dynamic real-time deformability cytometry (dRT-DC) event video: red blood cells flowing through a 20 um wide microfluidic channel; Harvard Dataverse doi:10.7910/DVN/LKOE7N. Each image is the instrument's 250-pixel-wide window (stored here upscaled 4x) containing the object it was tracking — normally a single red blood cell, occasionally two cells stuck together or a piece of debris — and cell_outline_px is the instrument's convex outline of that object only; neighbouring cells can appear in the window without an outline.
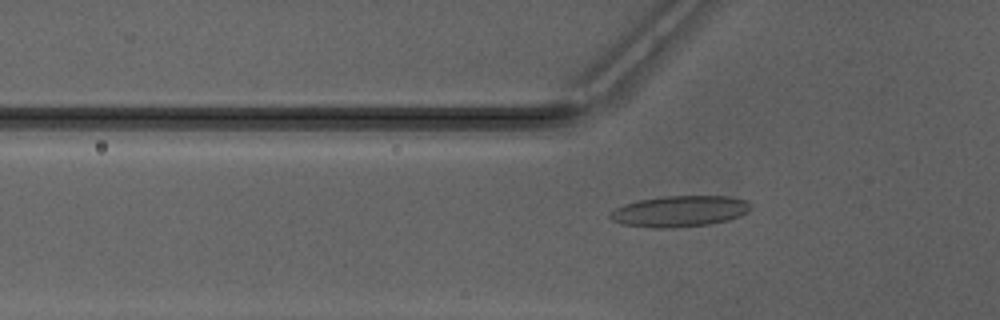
{"species": "Egyptian fruit bat (a non-hibernating species)", "species_latin": "Rousettus aegyptiacus", "temperature_condition": "warm", "stored_images_in_passage": 34, "camera_frame_rate_fps": 3000, "um_per_image_px": 0.085, "animal": {"sex": "male"}, "frame": {"image": 1, "passage_image": 2, "time_ms": 0.333, "image_size_px": [1000, 320], "cell_outline_px": [[752, 208], [748, 212], [728, 220], [708, 224], [668, 228], [652, 228], [624, 224], [612, 220], [608, 216], [616, 208], [624, 204], [640, 200], [660, 196], [732, 196], [744, 200], [752, 204]], "centroid_in_image_um": [57.79, 17.95], "position_along_channel_um": 68.0, "area_um2": 25.37}}
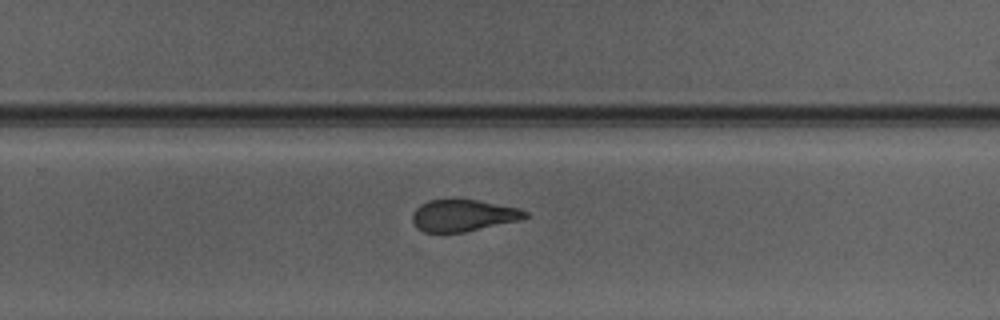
{"frame": {"image": 2, "passage_image": 18, "time_ms": 5.667, "image_size_px": [1000, 320], "cell_outline_px": [[528, 216], [520, 220], [464, 232], [424, 232], [416, 228], [412, 220], [412, 216], [416, 208], [420, 204], [428, 200], [476, 200], [520, 208], [528, 212]], "centroid_in_image_um": [39.36, 18.32], "position_along_channel_um": 290.4, "area_um2": 20.75}}
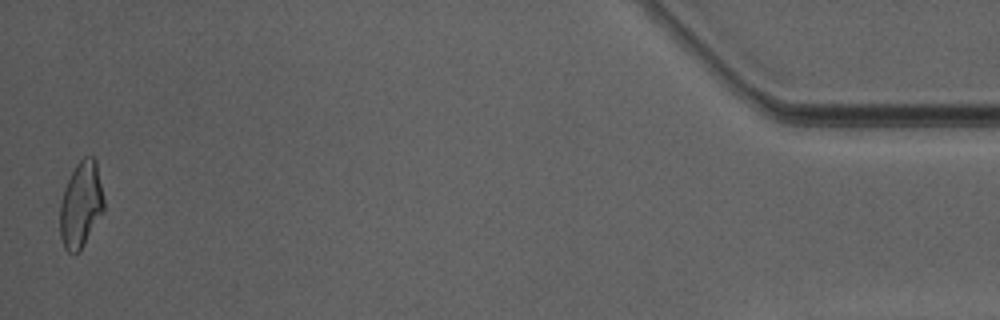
{"frame": {"image": 3, "passage_image": 34, "time_ms": 11.0, "image_size_px": [1000, 320], "cell_outline_px": [[104, 212], [80, 248], [76, 252], [68, 252], [64, 248], [60, 236], [60, 204], [64, 188], [76, 164], [84, 156], [92, 156], [96, 160], [104, 200]], "centroid_in_image_um": [6.88, 17.36], "position_along_channel_um": 428.3, "area_um2": 21.73}, "authors_computed_cell_mechanics": {"area_um2": 22.0507, "velocity_mm_per_s": 4.1946, "shape_relaxation_time_tau1_ms": 8.6424, "shape_relaxation_time_tau2_ms": 2.0283, "deformation_change_tau1": 0.2097, "deformation_change_tau2": 0.1147}}